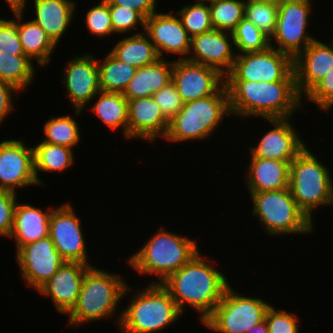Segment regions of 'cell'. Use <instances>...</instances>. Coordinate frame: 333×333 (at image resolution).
<instances>
[{"mask_svg":"<svg viewBox=\"0 0 333 333\" xmlns=\"http://www.w3.org/2000/svg\"><path fill=\"white\" fill-rule=\"evenodd\" d=\"M215 260L198 252L161 283L176 302L180 312L185 315V310L190 307L199 315L201 324L213 313L230 285L226 274L215 266Z\"/></svg>","mask_w":333,"mask_h":333,"instance_id":"obj_1","label":"cell"},{"mask_svg":"<svg viewBox=\"0 0 333 333\" xmlns=\"http://www.w3.org/2000/svg\"><path fill=\"white\" fill-rule=\"evenodd\" d=\"M225 84L231 116L240 117L241 122L250 117L262 120L290 118L297 112L306 111L296 81H225Z\"/></svg>","mask_w":333,"mask_h":333,"instance_id":"obj_2","label":"cell"},{"mask_svg":"<svg viewBox=\"0 0 333 333\" xmlns=\"http://www.w3.org/2000/svg\"><path fill=\"white\" fill-rule=\"evenodd\" d=\"M108 271L95 265L86 270L78 301L67 315V327L80 328L79 326L85 324L111 318L115 320L113 324L118 329L122 316L121 307L118 306L121 305L119 303L128 283L124 279L125 276Z\"/></svg>","mask_w":333,"mask_h":333,"instance_id":"obj_3","label":"cell"},{"mask_svg":"<svg viewBox=\"0 0 333 333\" xmlns=\"http://www.w3.org/2000/svg\"><path fill=\"white\" fill-rule=\"evenodd\" d=\"M198 246L195 239L161 226L146 238L139 250L128 256L127 264L142 277L151 276L148 284H161L201 251Z\"/></svg>","mask_w":333,"mask_h":333,"instance_id":"obj_4","label":"cell"},{"mask_svg":"<svg viewBox=\"0 0 333 333\" xmlns=\"http://www.w3.org/2000/svg\"><path fill=\"white\" fill-rule=\"evenodd\" d=\"M128 284L123 299L131 294L128 304L122 307L119 333H159L172 326L182 314L170 293L162 284H148L132 292Z\"/></svg>","mask_w":333,"mask_h":333,"instance_id":"obj_5","label":"cell"},{"mask_svg":"<svg viewBox=\"0 0 333 333\" xmlns=\"http://www.w3.org/2000/svg\"><path fill=\"white\" fill-rule=\"evenodd\" d=\"M229 117H232L229 94L224 84L214 95L185 103L169 121L168 132L163 140L176 144L189 141L204 142L210 139L223 124L224 119L229 120Z\"/></svg>","mask_w":333,"mask_h":333,"instance_id":"obj_6","label":"cell"},{"mask_svg":"<svg viewBox=\"0 0 333 333\" xmlns=\"http://www.w3.org/2000/svg\"><path fill=\"white\" fill-rule=\"evenodd\" d=\"M308 146L290 163L289 188L298 208L315 224L313 215L320 207H333V174Z\"/></svg>","mask_w":333,"mask_h":333,"instance_id":"obj_7","label":"cell"},{"mask_svg":"<svg viewBox=\"0 0 333 333\" xmlns=\"http://www.w3.org/2000/svg\"><path fill=\"white\" fill-rule=\"evenodd\" d=\"M251 214L268 236L314 234L315 224L298 208L290 188L253 192Z\"/></svg>","mask_w":333,"mask_h":333,"instance_id":"obj_8","label":"cell"},{"mask_svg":"<svg viewBox=\"0 0 333 333\" xmlns=\"http://www.w3.org/2000/svg\"><path fill=\"white\" fill-rule=\"evenodd\" d=\"M230 284L213 313L202 323L213 333H246L265 319L272 302L257 296H246Z\"/></svg>","mask_w":333,"mask_h":333,"instance_id":"obj_9","label":"cell"},{"mask_svg":"<svg viewBox=\"0 0 333 333\" xmlns=\"http://www.w3.org/2000/svg\"><path fill=\"white\" fill-rule=\"evenodd\" d=\"M312 2L313 0H283L278 5L276 30L270 38V46L295 59L318 38L309 33L311 15L314 13Z\"/></svg>","mask_w":333,"mask_h":333,"instance_id":"obj_10","label":"cell"},{"mask_svg":"<svg viewBox=\"0 0 333 333\" xmlns=\"http://www.w3.org/2000/svg\"><path fill=\"white\" fill-rule=\"evenodd\" d=\"M225 81H296L294 59L272 46L261 52L237 54Z\"/></svg>","mask_w":333,"mask_h":333,"instance_id":"obj_11","label":"cell"},{"mask_svg":"<svg viewBox=\"0 0 333 333\" xmlns=\"http://www.w3.org/2000/svg\"><path fill=\"white\" fill-rule=\"evenodd\" d=\"M75 211L70 202L56 206L50 215L49 237L65 261L92 266L81 218Z\"/></svg>","mask_w":333,"mask_h":333,"instance_id":"obj_12","label":"cell"},{"mask_svg":"<svg viewBox=\"0 0 333 333\" xmlns=\"http://www.w3.org/2000/svg\"><path fill=\"white\" fill-rule=\"evenodd\" d=\"M61 74L66 99L75 110L89 109L90 102L100 91L96 55L82 53L65 61Z\"/></svg>","mask_w":333,"mask_h":333,"instance_id":"obj_13","label":"cell"},{"mask_svg":"<svg viewBox=\"0 0 333 333\" xmlns=\"http://www.w3.org/2000/svg\"><path fill=\"white\" fill-rule=\"evenodd\" d=\"M15 254L20 277L27 288L34 291L48 281L65 262L49 236L21 246Z\"/></svg>","mask_w":333,"mask_h":333,"instance_id":"obj_14","label":"cell"},{"mask_svg":"<svg viewBox=\"0 0 333 333\" xmlns=\"http://www.w3.org/2000/svg\"><path fill=\"white\" fill-rule=\"evenodd\" d=\"M40 187L34 173L33 147L21 138L0 141V188L17 194L20 188Z\"/></svg>","mask_w":333,"mask_h":333,"instance_id":"obj_15","label":"cell"},{"mask_svg":"<svg viewBox=\"0 0 333 333\" xmlns=\"http://www.w3.org/2000/svg\"><path fill=\"white\" fill-rule=\"evenodd\" d=\"M292 117L281 119H265L272 125L263 133L258 143L250 144L248 153L254 157L291 162L306 147L301 133L294 127ZM297 130V131H296ZM253 145V146H252Z\"/></svg>","mask_w":333,"mask_h":333,"instance_id":"obj_16","label":"cell"},{"mask_svg":"<svg viewBox=\"0 0 333 333\" xmlns=\"http://www.w3.org/2000/svg\"><path fill=\"white\" fill-rule=\"evenodd\" d=\"M162 59L171 54L174 60L187 59L191 37L174 10L155 12L145 19V31ZM178 55V58L176 57ZM176 57V59H175Z\"/></svg>","mask_w":333,"mask_h":333,"instance_id":"obj_17","label":"cell"},{"mask_svg":"<svg viewBox=\"0 0 333 333\" xmlns=\"http://www.w3.org/2000/svg\"><path fill=\"white\" fill-rule=\"evenodd\" d=\"M171 81L185 104L214 95L225 77L214 68L183 59L173 60Z\"/></svg>","mask_w":333,"mask_h":333,"instance_id":"obj_18","label":"cell"},{"mask_svg":"<svg viewBox=\"0 0 333 333\" xmlns=\"http://www.w3.org/2000/svg\"><path fill=\"white\" fill-rule=\"evenodd\" d=\"M236 56L232 33L213 28L191 37L187 60L214 68L226 77Z\"/></svg>","mask_w":333,"mask_h":333,"instance_id":"obj_19","label":"cell"},{"mask_svg":"<svg viewBox=\"0 0 333 333\" xmlns=\"http://www.w3.org/2000/svg\"><path fill=\"white\" fill-rule=\"evenodd\" d=\"M88 264L65 261L36 292L53 302L56 311L67 316L75 307Z\"/></svg>","mask_w":333,"mask_h":333,"instance_id":"obj_20","label":"cell"},{"mask_svg":"<svg viewBox=\"0 0 333 333\" xmlns=\"http://www.w3.org/2000/svg\"><path fill=\"white\" fill-rule=\"evenodd\" d=\"M169 121L164 117L153 97H141L128 100L127 140H145L155 144L156 139H164Z\"/></svg>","mask_w":333,"mask_h":333,"instance_id":"obj_21","label":"cell"},{"mask_svg":"<svg viewBox=\"0 0 333 333\" xmlns=\"http://www.w3.org/2000/svg\"><path fill=\"white\" fill-rule=\"evenodd\" d=\"M318 39L294 59L296 86L302 97L333 69V41Z\"/></svg>","mask_w":333,"mask_h":333,"instance_id":"obj_22","label":"cell"},{"mask_svg":"<svg viewBox=\"0 0 333 333\" xmlns=\"http://www.w3.org/2000/svg\"><path fill=\"white\" fill-rule=\"evenodd\" d=\"M33 6V17L38 24L57 46L61 45L69 27L75 21L77 12L76 0H31Z\"/></svg>","mask_w":333,"mask_h":333,"instance_id":"obj_23","label":"cell"},{"mask_svg":"<svg viewBox=\"0 0 333 333\" xmlns=\"http://www.w3.org/2000/svg\"><path fill=\"white\" fill-rule=\"evenodd\" d=\"M55 206L47 209L35 207L30 203H16L14 222L10 239L15 244V252L24 245L49 236L50 215Z\"/></svg>","mask_w":333,"mask_h":333,"instance_id":"obj_24","label":"cell"},{"mask_svg":"<svg viewBox=\"0 0 333 333\" xmlns=\"http://www.w3.org/2000/svg\"><path fill=\"white\" fill-rule=\"evenodd\" d=\"M249 165L243 174L248 195L253 192L279 190L289 187L290 163L282 160L254 157L251 153Z\"/></svg>","mask_w":333,"mask_h":333,"instance_id":"obj_25","label":"cell"},{"mask_svg":"<svg viewBox=\"0 0 333 333\" xmlns=\"http://www.w3.org/2000/svg\"><path fill=\"white\" fill-rule=\"evenodd\" d=\"M173 59L158 61L136 69L134 77L122 93L128 100L150 97L171 82Z\"/></svg>","mask_w":333,"mask_h":333,"instance_id":"obj_26","label":"cell"},{"mask_svg":"<svg viewBox=\"0 0 333 333\" xmlns=\"http://www.w3.org/2000/svg\"><path fill=\"white\" fill-rule=\"evenodd\" d=\"M24 18L25 12L18 10V36L23 51L32 62L45 68L53 59L57 46L38 24L30 18L24 21Z\"/></svg>","mask_w":333,"mask_h":333,"instance_id":"obj_27","label":"cell"},{"mask_svg":"<svg viewBox=\"0 0 333 333\" xmlns=\"http://www.w3.org/2000/svg\"><path fill=\"white\" fill-rule=\"evenodd\" d=\"M91 103L90 110L95 117L112 133L122 130V138L127 140L128 99L119 92L99 91Z\"/></svg>","mask_w":333,"mask_h":333,"instance_id":"obj_28","label":"cell"},{"mask_svg":"<svg viewBox=\"0 0 333 333\" xmlns=\"http://www.w3.org/2000/svg\"><path fill=\"white\" fill-rule=\"evenodd\" d=\"M109 52L120 62L137 69L160 59L154 44L145 32L125 35L114 42V46Z\"/></svg>","mask_w":333,"mask_h":333,"instance_id":"obj_29","label":"cell"},{"mask_svg":"<svg viewBox=\"0 0 333 333\" xmlns=\"http://www.w3.org/2000/svg\"><path fill=\"white\" fill-rule=\"evenodd\" d=\"M33 147L34 173L40 186L46 184L40 179V172L47 174L60 173L73 168L75 164L74 149L39 140Z\"/></svg>","mask_w":333,"mask_h":333,"instance_id":"obj_30","label":"cell"},{"mask_svg":"<svg viewBox=\"0 0 333 333\" xmlns=\"http://www.w3.org/2000/svg\"><path fill=\"white\" fill-rule=\"evenodd\" d=\"M72 115L50 116L43 125V142L65 146L74 149L82 142V133L75 117H79L83 110L73 109Z\"/></svg>","mask_w":333,"mask_h":333,"instance_id":"obj_31","label":"cell"},{"mask_svg":"<svg viewBox=\"0 0 333 333\" xmlns=\"http://www.w3.org/2000/svg\"><path fill=\"white\" fill-rule=\"evenodd\" d=\"M35 66L26 55H14L0 51V80L26 92L37 76Z\"/></svg>","mask_w":333,"mask_h":333,"instance_id":"obj_32","label":"cell"},{"mask_svg":"<svg viewBox=\"0 0 333 333\" xmlns=\"http://www.w3.org/2000/svg\"><path fill=\"white\" fill-rule=\"evenodd\" d=\"M98 59L100 91L123 93L134 77L136 67L120 62L109 51Z\"/></svg>","mask_w":333,"mask_h":333,"instance_id":"obj_33","label":"cell"},{"mask_svg":"<svg viewBox=\"0 0 333 333\" xmlns=\"http://www.w3.org/2000/svg\"><path fill=\"white\" fill-rule=\"evenodd\" d=\"M213 28L232 33L244 18V0H209Z\"/></svg>","mask_w":333,"mask_h":333,"instance_id":"obj_34","label":"cell"},{"mask_svg":"<svg viewBox=\"0 0 333 333\" xmlns=\"http://www.w3.org/2000/svg\"><path fill=\"white\" fill-rule=\"evenodd\" d=\"M190 37L213 29L208 1L194 0L175 10Z\"/></svg>","mask_w":333,"mask_h":333,"instance_id":"obj_35","label":"cell"},{"mask_svg":"<svg viewBox=\"0 0 333 333\" xmlns=\"http://www.w3.org/2000/svg\"><path fill=\"white\" fill-rule=\"evenodd\" d=\"M232 35L236 54L261 52L270 46V38L246 18L237 24Z\"/></svg>","mask_w":333,"mask_h":333,"instance_id":"obj_36","label":"cell"},{"mask_svg":"<svg viewBox=\"0 0 333 333\" xmlns=\"http://www.w3.org/2000/svg\"><path fill=\"white\" fill-rule=\"evenodd\" d=\"M97 3V4H96ZM92 4V7L85 11L86 31L95 37V39H106L114 37L113 27L110 19L109 3L107 0H99ZM97 37V38H96ZM105 37V38H104Z\"/></svg>","mask_w":333,"mask_h":333,"instance_id":"obj_37","label":"cell"},{"mask_svg":"<svg viewBox=\"0 0 333 333\" xmlns=\"http://www.w3.org/2000/svg\"><path fill=\"white\" fill-rule=\"evenodd\" d=\"M109 10L113 32L116 35L139 34L145 31V18L138 11L115 4H109Z\"/></svg>","mask_w":333,"mask_h":333,"instance_id":"obj_38","label":"cell"},{"mask_svg":"<svg viewBox=\"0 0 333 333\" xmlns=\"http://www.w3.org/2000/svg\"><path fill=\"white\" fill-rule=\"evenodd\" d=\"M278 11L277 4L245 2L244 18L271 38L276 30Z\"/></svg>","mask_w":333,"mask_h":333,"instance_id":"obj_39","label":"cell"},{"mask_svg":"<svg viewBox=\"0 0 333 333\" xmlns=\"http://www.w3.org/2000/svg\"><path fill=\"white\" fill-rule=\"evenodd\" d=\"M303 101V107L305 102H310L318 110L330 114L328 111L333 109V69L303 96Z\"/></svg>","mask_w":333,"mask_h":333,"instance_id":"obj_40","label":"cell"},{"mask_svg":"<svg viewBox=\"0 0 333 333\" xmlns=\"http://www.w3.org/2000/svg\"><path fill=\"white\" fill-rule=\"evenodd\" d=\"M273 305L272 303L265 315L269 333H300V317L296 313L275 308Z\"/></svg>","mask_w":333,"mask_h":333,"instance_id":"obj_41","label":"cell"},{"mask_svg":"<svg viewBox=\"0 0 333 333\" xmlns=\"http://www.w3.org/2000/svg\"><path fill=\"white\" fill-rule=\"evenodd\" d=\"M13 18L7 19L0 16V51L25 55L18 36V10L10 11Z\"/></svg>","mask_w":333,"mask_h":333,"instance_id":"obj_42","label":"cell"},{"mask_svg":"<svg viewBox=\"0 0 333 333\" xmlns=\"http://www.w3.org/2000/svg\"><path fill=\"white\" fill-rule=\"evenodd\" d=\"M152 97L159 105L161 112L168 121H170L184 105L172 81L154 93Z\"/></svg>","mask_w":333,"mask_h":333,"instance_id":"obj_43","label":"cell"},{"mask_svg":"<svg viewBox=\"0 0 333 333\" xmlns=\"http://www.w3.org/2000/svg\"><path fill=\"white\" fill-rule=\"evenodd\" d=\"M18 194L0 188V236L8 239L12 232Z\"/></svg>","mask_w":333,"mask_h":333,"instance_id":"obj_44","label":"cell"},{"mask_svg":"<svg viewBox=\"0 0 333 333\" xmlns=\"http://www.w3.org/2000/svg\"><path fill=\"white\" fill-rule=\"evenodd\" d=\"M21 92L17 90L14 86L0 80V124L5 122V119L11 115L13 110H15L14 106V95H18ZM4 121V122H3Z\"/></svg>","mask_w":333,"mask_h":333,"instance_id":"obj_45","label":"cell"},{"mask_svg":"<svg viewBox=\"0 0 333 333\" xmlns=\"http://www.w3.org/2000/svg\"><path fill=\"white\" fill-rule=\"evenodd\" d=\"M109 4L120 5L128 7L132 10L138 11L145 19L151 14L161 11L158 10L159 0H107Z\"/></svg>","mask_w":333,"mask_h":333,"instance_id":"obj_46","label":"cell"},{"mask_svg":"<svg viewBox=\"0 0 333 333\" xmlns=\"http://www.w3.org/2000/svg\"><path fill=\"white\" fill-rule=\"evenodd\" d=\"M7 4V6L10 8V10H23L26 12V9L32 6H29L28 0H4ZM28 5V6H27Z\"/></svg>","mask_w":333,"mask_h":333,"instance_id":"obj_47","label":"cell"},{"mask_svg":"<svg viewBox=\"0 0 333 333\" xmlns=\"http://www.w3.org/2000/svg\"><path fill=\"white\" fill-rule=\"evenodd\" d=\"M246 333H269L266 320L264 319L255 326L249 328Z\"/></svg>","mask_w":333,"mask_h":333,"instance_id":"obj_48","label":"cell"},{"mask_svg":"<svg viewBox=\"0 0 333 333\" xmlns=\"http://www.w3.org/2000/svg\"><path fill=\"white\" fill-rule=\"evenodd\" d=\"M283 0H244V2H251V3H271L279 5Z\"/></svg>","mask_w":333,"mask_h":333,"instance_id":"obj_49","label":"cell"}]
</instances>
